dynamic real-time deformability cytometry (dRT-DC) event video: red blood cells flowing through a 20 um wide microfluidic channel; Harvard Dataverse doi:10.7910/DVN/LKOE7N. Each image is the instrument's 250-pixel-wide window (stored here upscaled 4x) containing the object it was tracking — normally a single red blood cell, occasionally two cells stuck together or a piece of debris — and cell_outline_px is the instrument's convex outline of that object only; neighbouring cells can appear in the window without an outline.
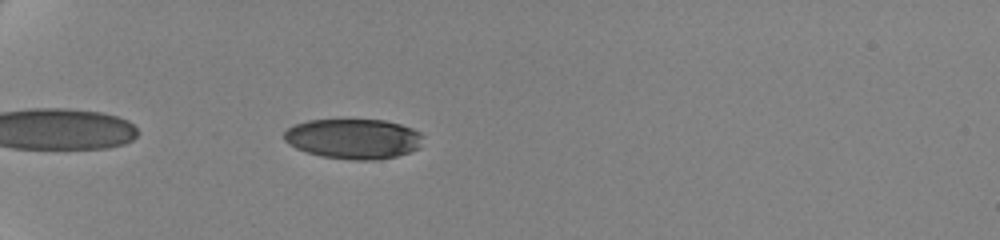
{"species": "human", "species_latin": "Homo sapiens", "temperature_condition": "cold", "stored_images_in_passage": 14, "camera_frame_rate_fps": 3000, "um_per_image_px": 0.085, "donor": {"sex": "female"}, "frame": {"image": 1, "passage_image": 3, "time_ms": 1.0, "image_size_px": [1000, 240], "cell_outline_px": [[424, 136], [420, 148], [396, 156], [376, 160], [352, 160], [320, 156], [296, 148], [284, 140], [284, 132], [292, 124], [308, 120], [384, 120], [400, 124], [412, 128], [420, 132]], "centroid_in_image_um": [30.06, 11.79], "position_along_channel_um": 54.9, "area_um2": 32.6}}
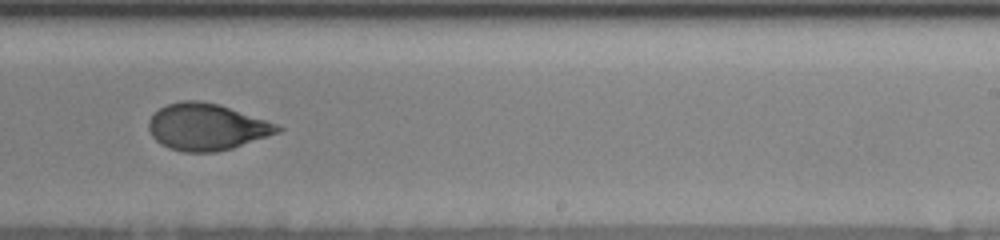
{"frame": {"image": 2, "passage_image": 9, "time_ms": 8.0, "image_size_px": [1000, 240], "cell_outline_px": [[284, 128], [280, 132], [232, 148], [216, 152], [184, 152], [168, 148], [160, 144], [152, 136], [148, 128], [148, 120], [160, 108], [168, 104], [180, 100], [200, 100], [220, 104], [276, 124]], "centroid_in_image_um": [17.54, 10.79], "position_along_channel_um": 271.5, "area_um2": 35.03}}
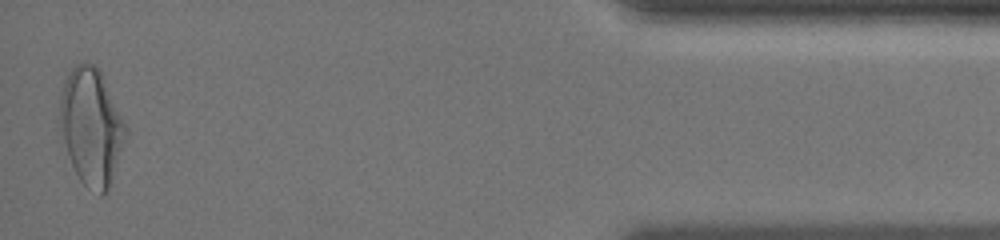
{"frame": {"image": 3, "passage_image": 14, "time_ms": 14.0, "image_size_px": [1000, 240], "cell_outline_px": [[128, 132], [108, 188], [100, 196], [84, 184], [80, 180], [72, 164], [64, 140], [60, 112], [60, 96], [64, 80], [72, 68], [76, 64], [92, 64], [100, 72], [128, 128]], "centroid_in_image_um": [7.78, 10.77], "position_along_channel_um": 427.4, "area_um2": 43.52}, "authors_computed_cell_mechanics": {"area_um2": 35.1424, "velocity_mm_per_s": 3.5214, "shape_relaxation_time_tau1_ms": 4.8077, "shape_relaxation_time_tau2_ms": 1.2051, "deformation_change_tau1": 0.1436, "deformation_change_tau2": 0.0501}}